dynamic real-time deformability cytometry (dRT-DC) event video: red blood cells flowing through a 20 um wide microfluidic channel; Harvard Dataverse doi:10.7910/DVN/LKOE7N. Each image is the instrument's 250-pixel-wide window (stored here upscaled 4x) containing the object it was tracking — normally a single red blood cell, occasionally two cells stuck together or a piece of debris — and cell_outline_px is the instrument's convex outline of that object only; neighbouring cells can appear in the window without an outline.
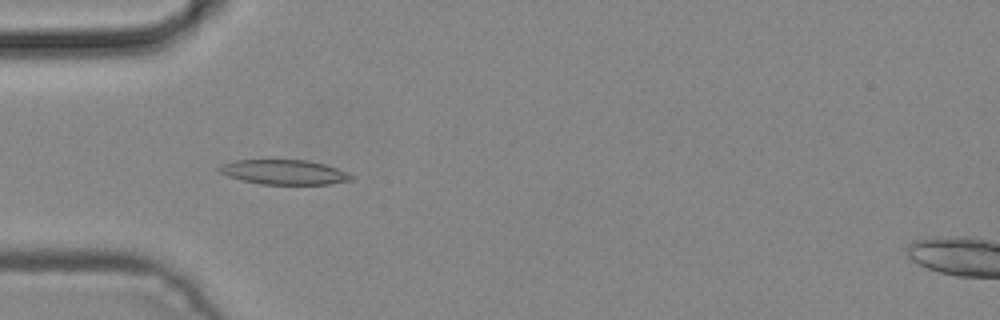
{"species": "common noctule bat (a hibernating species)", "species_latin": "Nyctalus noctula", "temperature_condition": "cold", "stored_images_in_passage": 6, "camera_frame_rate_fps": 3000, "um_per_image_px": 0.085, "animal": {"sex": "male", "body_mass_g": 19.2, "forearm_length_mm": 51.8}, "frame": {"image": 1, "passage_image": 5, "time_ms": 1.333, "image_size_px": [1000, 320], "cell_outline_px": [[352, 180], [328, 184], [260, 184], [228, 176], [220, 172], [216, 168], [220, 164], [236, 160], [304, 160], [324, 164], [336, 168], [352, 176]], "centroid_in_image_um": [24.09, 14.63], "position_along_channel_um": 60.9, "area_um2": 18.73}}